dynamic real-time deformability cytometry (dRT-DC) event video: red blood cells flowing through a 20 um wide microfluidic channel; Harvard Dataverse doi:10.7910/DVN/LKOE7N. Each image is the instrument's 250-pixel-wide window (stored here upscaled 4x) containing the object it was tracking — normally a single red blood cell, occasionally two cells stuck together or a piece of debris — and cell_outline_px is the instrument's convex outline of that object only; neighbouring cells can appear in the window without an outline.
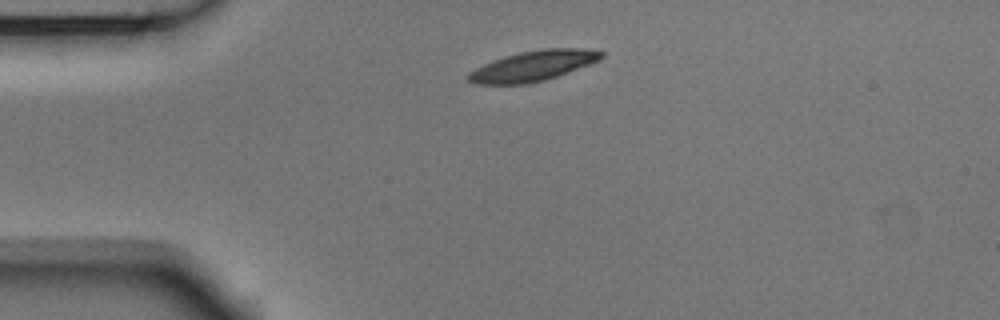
{"species": "Egyptian fruit bat (a non-hibernating species)", "species_latin": "Rousettus aegyptiacus", "temperature_condition": "room temperature", "stored_images_in_passage": 2, "camera_frame_rate_fps": 3000, "um_per_image_px": 0.085, "animal": {"sex": "male"}, "frame": {"image": 1, "passage_image": 1, "time_ms": 0.0, "image_size_px": [1000, 320], "cell_outline_px": [[604, 56], [600, 60], [556, 76], [544, 80], [528, 84], [476, 84], [468, 80], [464, 76], [468, 72], [492, 60], [504, 56], [520, 52], [544, 48], [588, 48], [604, 52]], "centroid_in_image_um": [45.3, 5.59], "position_along_channel_um": 39.7, "area_um2": 23.52}}